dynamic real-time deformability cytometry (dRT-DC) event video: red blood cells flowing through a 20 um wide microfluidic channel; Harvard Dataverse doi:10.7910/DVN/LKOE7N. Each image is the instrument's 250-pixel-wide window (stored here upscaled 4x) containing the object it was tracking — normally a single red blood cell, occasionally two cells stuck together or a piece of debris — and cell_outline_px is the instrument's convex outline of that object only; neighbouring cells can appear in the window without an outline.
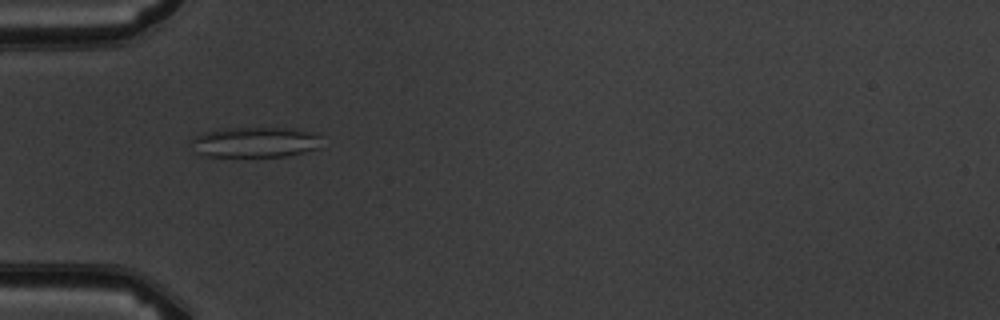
{"species": "common noctule bat (a hibernating species)", "species_latin": "Nyctalus noctula", "temperature_condition": "warm", "stored_images_in_passage": 6, "camera_frame_rate_fps": 3000, "um_per_image_px": 0.085, "animal": {"sex": "male", "body_mass_g": 19.5, "forearm_length_mm": 54.6}, "frame": {"image": 1, "passage_image": 5, "time_ms": 4.667, "image_size_px": [1000, 320], "cell_outline_px": [[320, 136], [316, 148], [304, 152], [288, 156], [208, 156], [196, 152], [188, 144], [188, 140], [192, 136], [204, 132], [228, 128], [296, 128], [320, 132]], "centroid_in_image_um": [21.64, 12.07], "position_along_channel_um": 63.4, "area_um2": 23.41}}
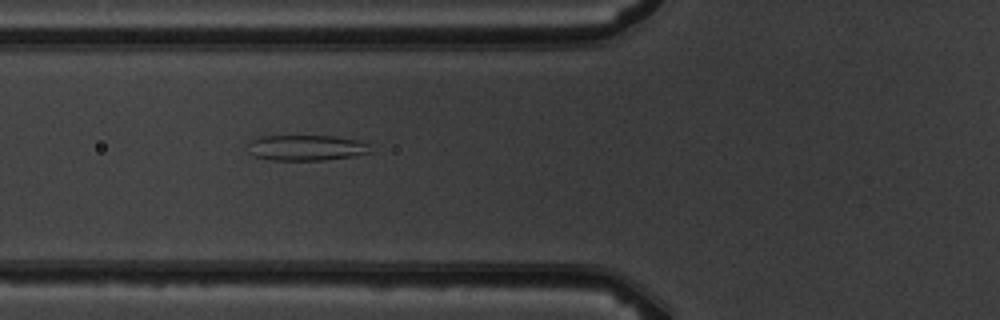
{"frame": {"image": 2, "passage_image": 6, "time_ms": 5.667, "image_size_px": [1000, 320], "cell_outline_px": [[372, 152], [352, 156], [324, 160], [272, 160], [256, 156], [248, 152], [248, 140], [260, 136], [336, 136], [356, 140], [368, 144]], "centroid_in_image_um": [25.99, 12.55], "position_along_channel_um": 99.8, "area_um2": 18.32}}